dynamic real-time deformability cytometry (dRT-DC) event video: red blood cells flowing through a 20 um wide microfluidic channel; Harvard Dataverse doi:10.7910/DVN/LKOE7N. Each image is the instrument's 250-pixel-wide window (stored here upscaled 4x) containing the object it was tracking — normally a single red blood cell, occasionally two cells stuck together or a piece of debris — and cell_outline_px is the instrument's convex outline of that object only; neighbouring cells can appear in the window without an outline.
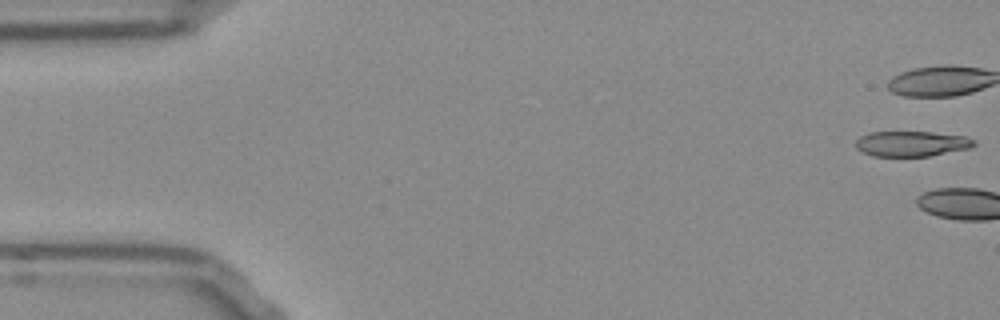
{"species": "Egyptian fruit bat (a non-hibernating species)", "species_latin": "Rousettus aegyptiacus", "temperature_condition": "room temperature", "stored_images_in_passage": 3, "camera_frame_rate_fps": 3000, "um_per_image_px": 0.085, "frame": {"image": 1, "passage_image": 1, "time_ms": 0.0, "image_size_px": [1000, 320], "cell_outline_px": [[976, 144], [968, 148], [928, 156], [872, 156], [860, 152], [856, 148], [856, 140], [860, 136], [868, 132], [932, 132], [964, 136], [976, 140]], "centroid_in_image_um": [77.43, 12.21], "position_along_channel_um": 7.6, "area_um2": 17.46}}